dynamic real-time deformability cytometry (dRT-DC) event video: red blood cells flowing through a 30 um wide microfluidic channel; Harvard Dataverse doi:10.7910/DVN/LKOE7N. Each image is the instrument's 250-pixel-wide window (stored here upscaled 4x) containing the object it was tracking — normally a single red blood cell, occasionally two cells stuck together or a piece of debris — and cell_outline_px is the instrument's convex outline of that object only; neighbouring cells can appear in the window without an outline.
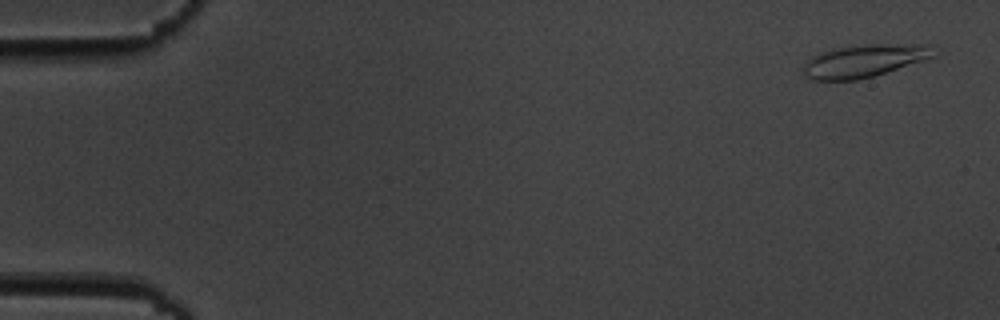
{"species": "common noctule bat (a hibernating species)", "species_latin": "Nyctalus noctula", "temperature_condition": "cold", "stored_images_in_passage": 5, "camera_frame_rate_fps": 3000, "um_per_image_px": 0.085, "animal": {"sex": "male", "body_mass_g": 19.5, "forearm_length_mm": 54.6}, "frame": {"image": 1, "passage_image": 1, "time_ms": 0.0, "image_size_px": [1000, 320], "cell_outline_px": [[936, 56], [924, 60], [872, 76], [856, 80], [812, 80], [804, 76], [804, 64], [812, 56], [820, 52], [832, 48], [864, 44], [928, 44]], "centroid_in_image_um": [73.41, 5.16], "position_along_channel_um": 11.6, "area_um2": 24.74}}